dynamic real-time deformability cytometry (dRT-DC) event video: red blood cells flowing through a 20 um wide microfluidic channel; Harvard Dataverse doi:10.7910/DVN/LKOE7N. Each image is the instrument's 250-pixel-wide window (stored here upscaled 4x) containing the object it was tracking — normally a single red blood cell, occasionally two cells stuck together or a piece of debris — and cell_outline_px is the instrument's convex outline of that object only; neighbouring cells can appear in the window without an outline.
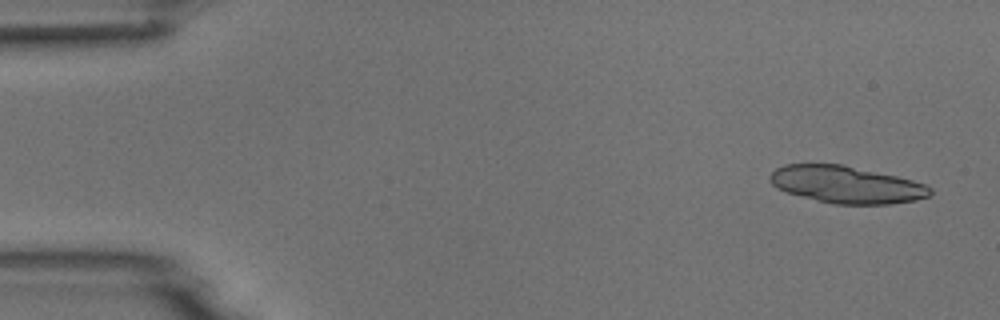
{"species": "common noctule bat (a hibernating species)", "species_latin": "Nyctalus noctula", "temperature_condition": "room temperature", "stored_images_in_passage": 4, "camera_frame_rate_fps": 3000, "um_per_image_px": 0.085, "animal": {"sex": "male", "body_mass_g": 18.8}, "frame": {"image": 1, "passage_image": 1, "time_ms": 0.0, "image_size_px": [1000, 320], "cell_outline_px": [[932, 192], [928, 196], [916, 200], [888, 204], [832, 204], [816, 200], [788, 192], [776, 188], [768, 180], [768, 176], [776, 168], [784, 164], [840, 164], [896, 176], [912, 180], [924, 184], [932, 188]], "centroid_in_image_um": [71.91, 15.69], "position_along_channel_um": 13.1, "area_um2": 34.51}}